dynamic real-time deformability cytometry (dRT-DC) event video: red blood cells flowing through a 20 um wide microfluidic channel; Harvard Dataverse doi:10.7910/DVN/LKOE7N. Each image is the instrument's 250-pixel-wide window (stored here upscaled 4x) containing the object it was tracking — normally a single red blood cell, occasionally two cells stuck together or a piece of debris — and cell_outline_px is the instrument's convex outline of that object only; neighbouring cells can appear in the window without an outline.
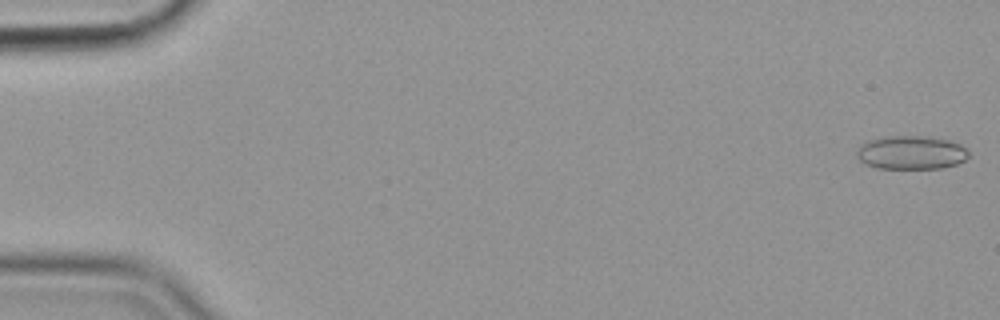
{"species": "common noctule bat (a hibernating species)", "species_latin": "Nyctalus noctula", "temperature_condition": "cold", "stored_images_in_passage": 56, "camera_frame_rate_fps": 3000, "um_per_image_px": 0.085, "animal": {"sex": "female", "body_mass_g": 19.9}, "frame": {"image": 1, "passage_image": 1, "time_ms": 0.0, "image_size_px": [1000, 320], "cell_outline_px": [[968, 156], [964, 160], [956, 164], [944, 168], [876, 168], [864, 164], [856, 156], [856, 152], [860, 144], [868, 140], [884, 136], [920, 136], [948, 140], [960, 144], [968, 152]], "centroid_in_image_um": [77.4, 12.97], "position_along_channel_um": 7.6, "area_um2": 21.91}}
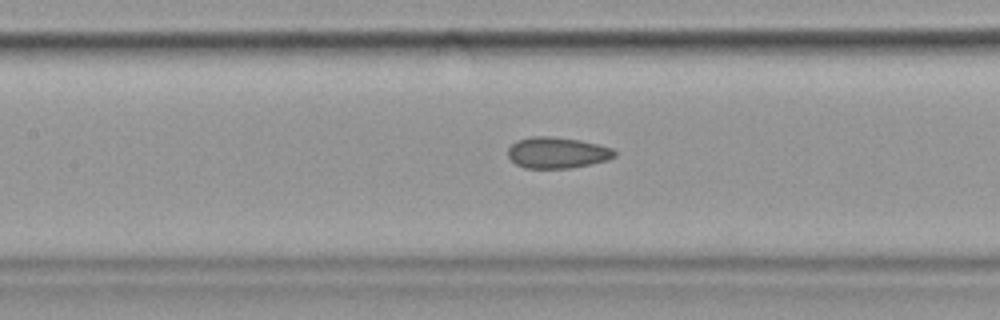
{"frame": {"image": 2, "passage_image": 26, "time_ms": 8.333, "image_size_px": [1000, 320], "cell_outline_px": [[616, 156], [608, 160], [592, 164], [572, 168], [524, 168], [516, 164], [508, 156], [508, 148], [516, 140], [532, 136], [552, 136], [580, 140], [612, 148], [616, 152]], "centroid_in_image_um": [47.36, 12.98], "position_along_channel_um": 160.0, "area_um2": 19.48}}
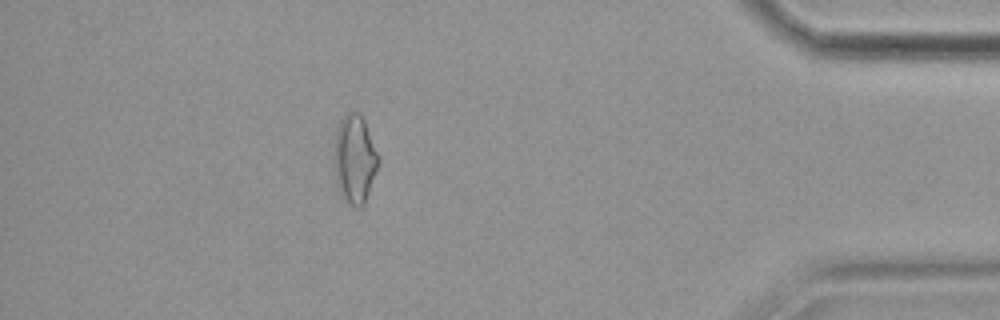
{"frame": {"image": 3, "passage_image": 50, "time_ms": 16.333, "image_size_px": [1000, 320], "cell_outline_px": [[380, 160], [364, 204], [360, 208], [356, 208], [348, 204], [340, 196], [336, 184], [332, 156], [332, 152], [336, 132], [340, 120], [348, 112], [360, 112], [364, 120]], "centroid_in_image_um": [30.1, 13.55], "position_along_channel_um": 405.1, "area_um2": 23.18}, "authors_computed_cell_mechanics": {"area_um2": 20.808, "velocity_mm_per_s": 3.5939, "shape_relaxation_time_tau1_ms": null, "shape_relaxation_time_tau2_ms": 2.7673, "deformation_change_tau1": null, "deformation_change_tau2": 0.0972}}